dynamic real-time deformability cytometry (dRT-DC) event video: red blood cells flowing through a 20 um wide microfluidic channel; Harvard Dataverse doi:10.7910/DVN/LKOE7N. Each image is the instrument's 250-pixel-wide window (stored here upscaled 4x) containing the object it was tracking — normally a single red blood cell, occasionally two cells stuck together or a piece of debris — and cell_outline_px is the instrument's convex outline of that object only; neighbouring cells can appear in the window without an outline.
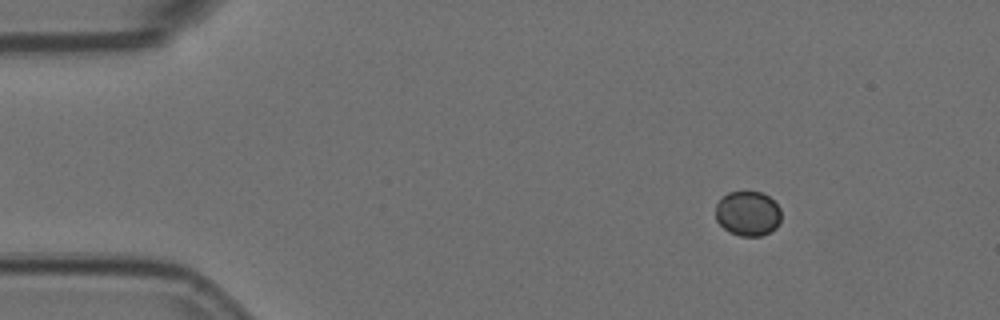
{"species": "Egyptian fruit bat (a non-hibernating species)", "species_latin": "Rousettus aegyptiacus", "temperature_condition": "room temperature", "stored_images_in_passage": 8, "camera_frame_rate_fps": 3000, "um_per_image_px": 0.085, "animal": {"sex": "female"}, "frame": {"image": 1, "passage_image": 2, "time_ms": 0.333, "image_size_px": [1000, 320], "cell_outline_px": [[780, 220], [776, 228], [760, 236], [740, 236], [728, 232], [716, 220], [716, 204], [728, 192], [760, 192], [768, 196], [780, 208]], "centroid_in_image_um": [63.55, 18.16], "position_along_channel_um": 21.4, "area_um2": 16.99}}
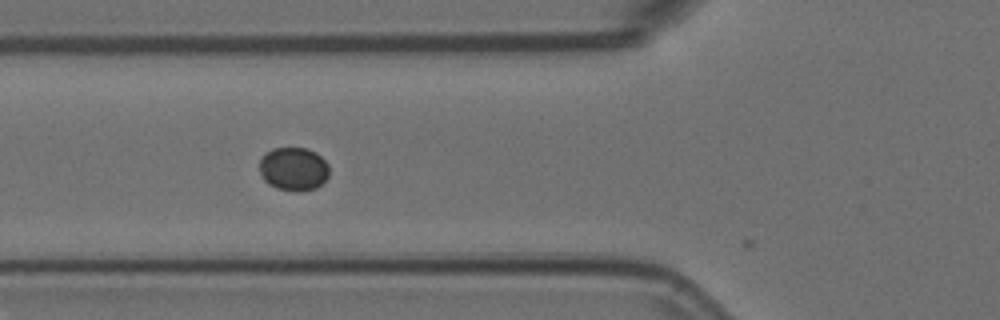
{"frame": {"image": 2, "passage_image": 6, "time_ms": 1.667, "image_size_px": [1000, 320], "cell_outline_px": [[328, 176], [316, 188], [276, 188], [268, 184], [264, 180], [260, 172], [260, 156], [264, 152], [272, 148], [308, 148], [316, 152], [328, 164]], "centroid_in_image_um": [24.91, 14.29], "position_along_channel_um": 100.9, "area_um2": 17.22}}
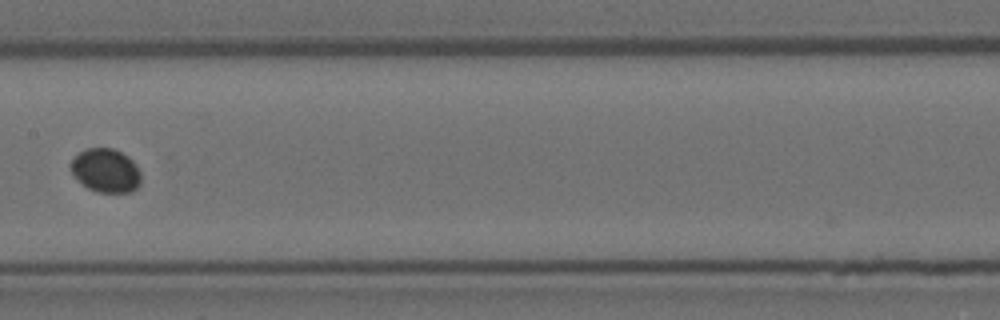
{"frame": {"image": 3, "passage_image": 8, "time_ms": 2.333, "image_size_px": [1000, 320], "cell_outline_px": [[140, 184], [132, 192], [96, 192], [88, 188], [72, 176], [72, 160], [84, 148], [112, 148], [128, 156], [136, 164], [140, 172]], "centroid_in_image_um": [9.0, 14.5], "position_along_channel_um": 198.4, "area_um2": 17.86}}